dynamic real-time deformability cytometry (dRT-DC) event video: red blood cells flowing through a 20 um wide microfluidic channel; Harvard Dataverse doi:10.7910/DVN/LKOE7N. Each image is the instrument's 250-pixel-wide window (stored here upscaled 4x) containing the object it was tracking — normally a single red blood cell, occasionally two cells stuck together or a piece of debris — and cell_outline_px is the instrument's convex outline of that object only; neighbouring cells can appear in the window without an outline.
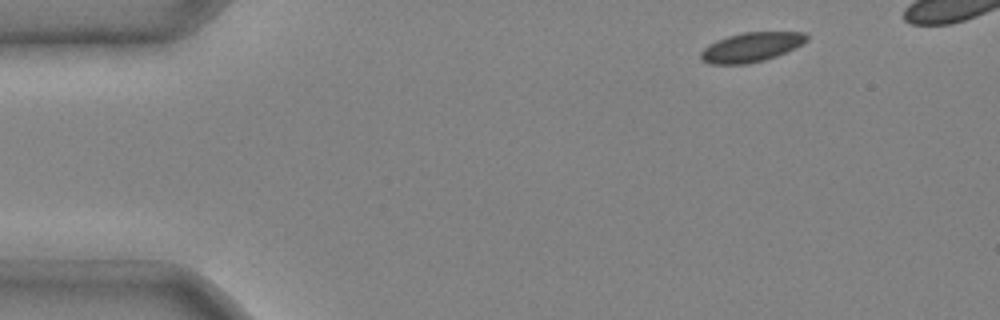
{"species": "common noctule bat (a hibernating species)", "species_latin": "Nyctalus noctula", "temperature_condition": "cold", "stored_images_in_passage": 5, "camera_frame_rate_fps": 3000, "um_per_image_px": 0.085, "animal": {"sex": "male", "body_mass_g": 20.4}, "frame": {"image": 1, "passage_image": 1, "time_ms": 0.0, "image_size_px": [1000, 320], "cell_outline_px": [[808, 40], [776, 56], [764, 60], [748, 64], [708, 64], [700, 60], [700, 52], [708, 44], [716, 40], [728, 36], [744, 32], [804, 32], [808, 36]], "centroid_in_image_um": [63.79, 4.01], "position_along_channel_um": 21.2, "area_um2": 18.09}}
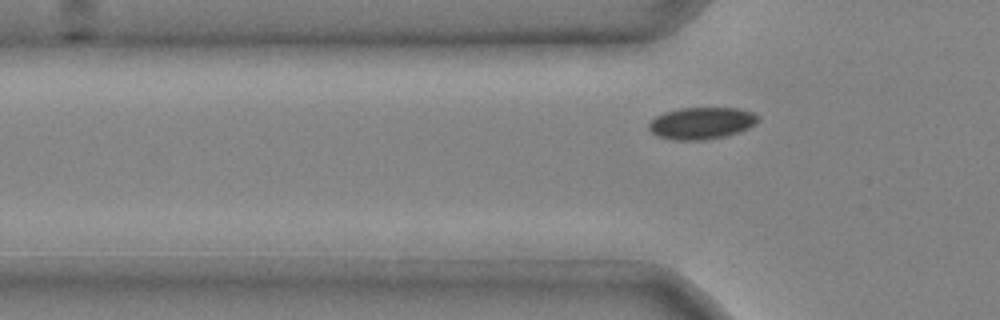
{"frame": {"image": 2, "passage_image": 5, "time_ms": 1.333, "image_size_px": [1000, 320], "cell_outline_px": [[760, 120], [756, 124], [740, 132], [728, 136], [704, 140], [672, 140], [656, 136], [648, 128], [648, 124], [656, 116], [664, 112], [680, 108], [740, 108], [752, 112], [760, 116]], "centroid_in_image_um": [59.66, 10.47], "position_along_channel_um": 66.1, "area_um2": 20.63}}